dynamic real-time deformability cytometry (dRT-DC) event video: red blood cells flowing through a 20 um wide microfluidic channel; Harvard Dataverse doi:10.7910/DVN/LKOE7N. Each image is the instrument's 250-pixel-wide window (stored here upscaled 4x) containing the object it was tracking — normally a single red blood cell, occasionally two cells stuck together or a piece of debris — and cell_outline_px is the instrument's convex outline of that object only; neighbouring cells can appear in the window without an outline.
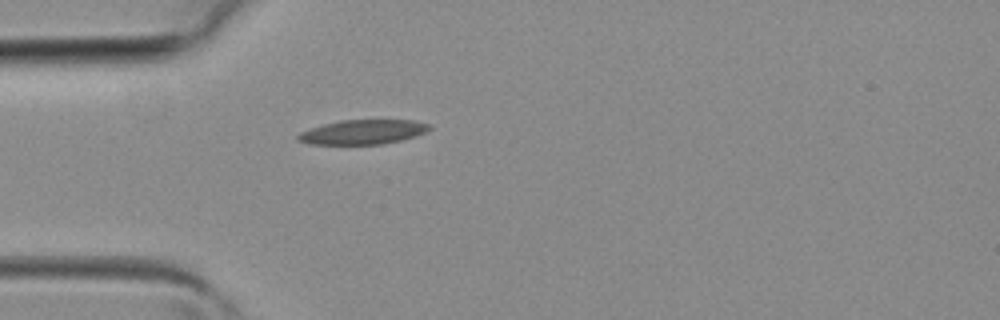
{"species": "common noctule bat (a hibernating species)", "species_latin": "Nyctalus noctula", "temperature_condition": "room temperature", "stored_images_in_passage": 3, "camera_frame_rate_fps": 3000, "um_per_image_px": 0.085, "animal": {"sex": "female", "body_mass_g": 19.3, "forearm_length_mm": 54.1}, "frame": {"image": 1, "passage_image": 3, "time_ms": 0.667, "image_size_px": [1000, 320], "cell_outline_px": [[432, 128], [416, 136], [400, 140], [380, 144], [308, 144], [296, 140], [296, 136], [300, 132], [324, 124], [340, 120], [412, 120], [428, 124]], "centroid_in_image_um": [30.81, 11.22], "position_along_channel_um": 54.2, "area_um2": 18.61}}